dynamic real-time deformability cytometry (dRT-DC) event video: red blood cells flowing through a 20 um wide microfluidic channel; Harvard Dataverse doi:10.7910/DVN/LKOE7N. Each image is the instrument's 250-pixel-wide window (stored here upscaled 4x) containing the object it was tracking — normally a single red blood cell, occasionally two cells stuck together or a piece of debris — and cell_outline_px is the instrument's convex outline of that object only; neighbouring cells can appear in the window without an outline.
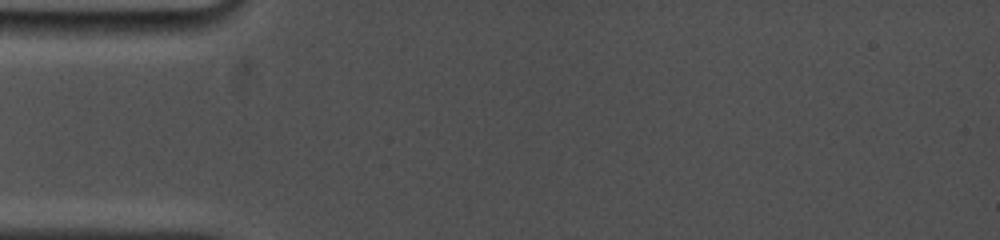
{"species": "common noctule bat (a hibernating species)", "species_latin": "Nyctalus noctula", "temperature_condition": "cold", "stored_images_in_passage": 1, "camera_frame_rate_fps": 5000, "um_per_image_px": 0.085, "animal": {"sex": "female", "body_mass_g": 19.0, "forearm_length_mm": 53.3}, "frame": {"image": 1, "passage_image": 1, "time_ms": 0.0, "image_size_px": [1000, 240], "cell_outline_px": [[916, 220], [904, 224], [896, 224], [864, 188], [880, 164], [908, 200], [912, 208]], "centroid_in_image_um": [75.64, 16.77], "position_along_channel_um": 9.4, "area_um2": 10.58}}